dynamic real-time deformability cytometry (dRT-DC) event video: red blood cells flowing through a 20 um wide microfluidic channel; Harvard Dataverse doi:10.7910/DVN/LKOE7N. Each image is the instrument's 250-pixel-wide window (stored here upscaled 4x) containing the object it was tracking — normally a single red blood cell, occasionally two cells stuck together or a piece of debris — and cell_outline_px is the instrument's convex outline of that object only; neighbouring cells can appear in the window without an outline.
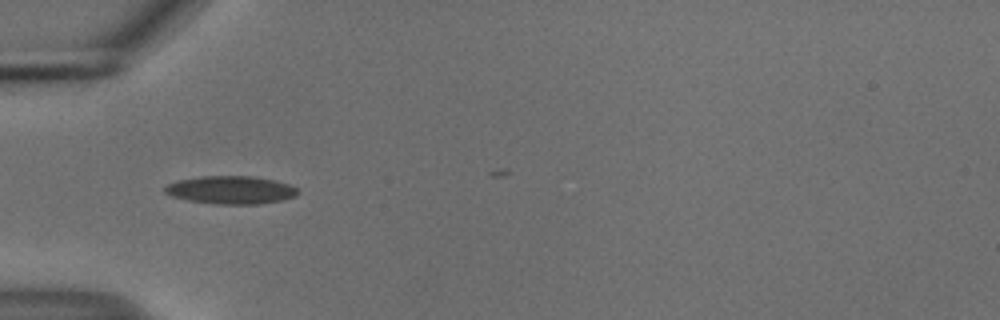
{"species": "common noctule bat (a hibernating species)", "species_latin": "Nyctalus noctula", "temperature_condition": "cold", "stored_images_in_passage": 14, "camera_frame_rate_fps": 3000, "um_per_image_px": 0.085, "animal": {"sex": "male", "body_mass_g": 18.8}, "frame": {"image": 1, "passage_image": 1, "time_ms": 0.0, "image_size_px": [1000, 320], "cell_outline_px": [[300, 192], [296, 196], [280, 200], [260, 204], [212, 204], [188, 200], [172, 196], [164, 192], [164, 188], [168, 184], [176, 180], [200, 176], [252, 176], [272, 180], [288, 184], [296, 188]], "centroid_in_image_um": [19.59, 16.15], "position_along_channel_um": 65.4, "area_um2": 21.68}}
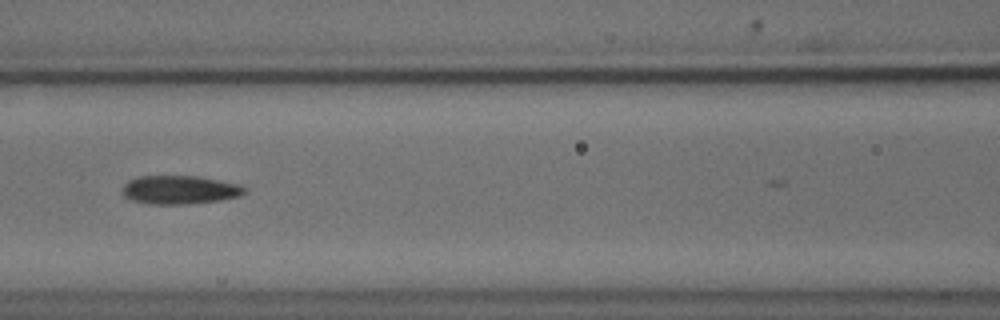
{"frame": {"image": 2, "passage_image": 8, "time_ms": 2.333, "image_size_px": [1000, 320], "cell_outline_px": [[244, 192], [240, 196], [220, 200], [188, 204], [148, 204], [132, 200], [124, 196], [124, 184], [128, 180], [136, 176], [200, 176], [240, 184], [244, 188]], "centroid_in_image_um": [15.27, 16.13], "position_along_channel_um": 151.3, "area_um2": 20.35}}